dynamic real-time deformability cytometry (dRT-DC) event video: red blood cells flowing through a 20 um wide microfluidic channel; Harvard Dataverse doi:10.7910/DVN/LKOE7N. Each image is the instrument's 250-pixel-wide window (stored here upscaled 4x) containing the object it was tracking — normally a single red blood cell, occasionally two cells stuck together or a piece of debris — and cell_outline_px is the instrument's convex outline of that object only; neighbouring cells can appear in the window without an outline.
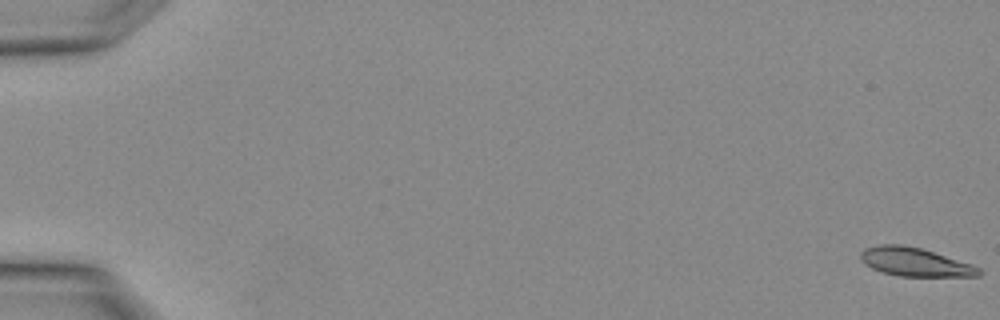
{"species": "Egyptian fruit bat (a non-hibernating species)", "species_latin": "Rousettus aegyptiacus", "temperature_condition": "warm", "stored_images_in_passage": 5, "camera_frame_rate_fps": 3000, "um_per_image_px": 0.085, "animal": {"sex": "female"}, "frame": {"image": 1, "passage_image": 1, "time_ms": 0.0, "image_size_px": [1000, 320], "cell_outline_px": [[984, 272], [980, 276], [900, 276], [884, 272], [872, 268], [864, 264], [860, 260], [860, 252], [864, 248], [880, 244], [900, 244], [920, 248], [972, 264], [980, 268]], "centroid_in_image_um": [77.76, 22.27], "position_along_channel_um": 7.2, "area_um2": 19.65}}